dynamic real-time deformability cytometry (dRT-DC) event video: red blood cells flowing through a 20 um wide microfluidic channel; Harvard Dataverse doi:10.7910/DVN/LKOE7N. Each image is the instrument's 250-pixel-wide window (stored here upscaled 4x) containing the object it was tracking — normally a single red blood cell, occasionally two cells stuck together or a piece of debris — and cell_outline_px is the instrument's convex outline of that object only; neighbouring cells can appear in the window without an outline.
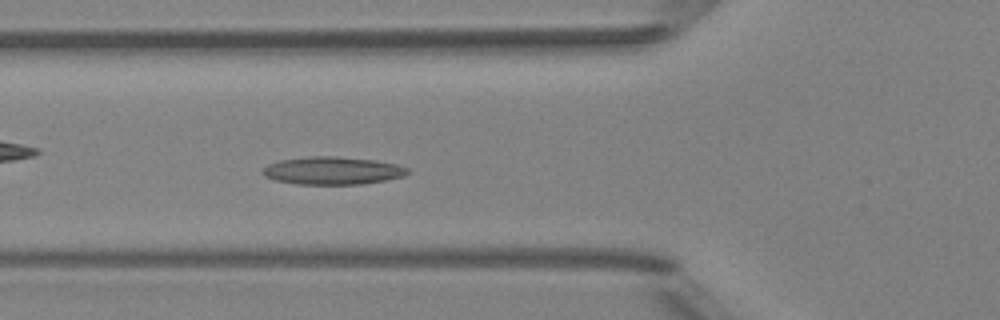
{"species": "Egyptian fruit bat (a non-hibernating species)", "species_latin": "Rousettus aegyptiacus", "temperature_condition": "room temperature", "stored_images_in_passage": 40, "camera_frame_rate_fps": 3000, "um_per_image_px": 0.085, "animal": {"sex": "female"}, "frame": {"image": 1, "passage_image": 7, "time_ms": 2.0, "image_size_px": [1000, 320], "cell_outline_px": [[412, 172], [404, 176], [384, 180], [360, 184], [296, 184], [276, 180], [264, 176], [260, 172], [268, 164], [280, 160], [308, 156], [336, 156], [372, 160], [396, 164], [408, 168]], "centroid_in_image_um": [28.25, 14.5], "position_along_channel_um": 97.5, "area_um2": 23.41}}
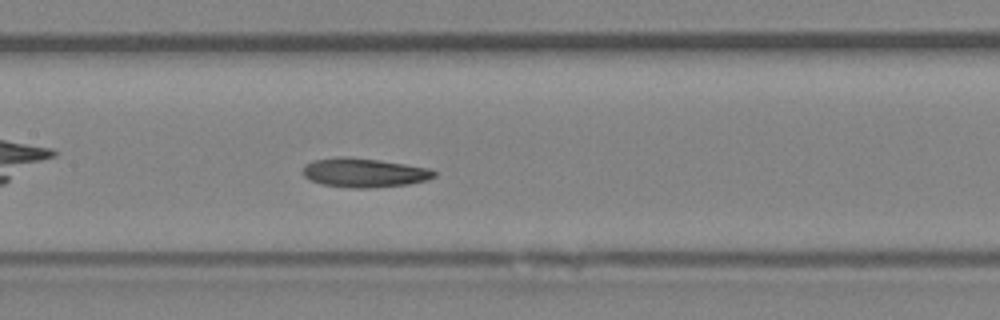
{"frame": {"image": 2, "passage_image": 13, "time_ms": 4.0, "image_size_px": [1000, 320], "cell_outline_px": [[436, 176], [428, 180], [408, 184], [368, 188], [352, 188], [320, 184], [304, 176], [304, 164], [316, 160], [340, 156], [348, 156], [380, 160], [428, 168], [436, 172]], "centroid_in_image_um": [30.96, 14.68], "position_along_channel_um": 176.4, "area_um2": 22.2}}
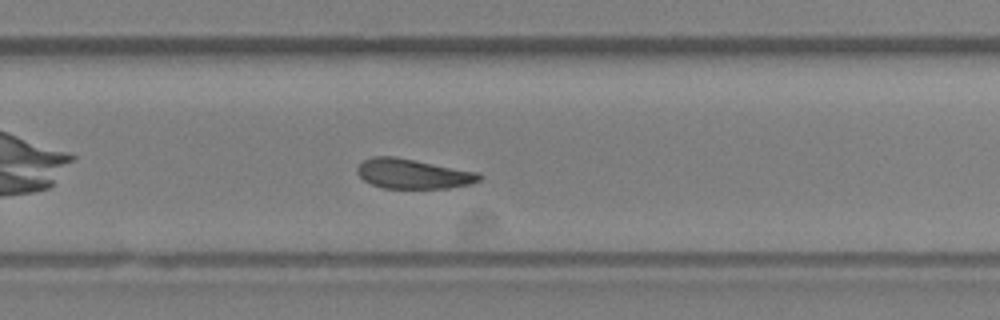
{"frame": {"image": 3, "passage_image": 22, "time_ms": 7.0, "image_size_px": [1000, 320], "cell_outline_px": [[480, 180], [472, 184], [448, 188], [380, 188], [364, 180], [356, 172], [356, 168], [364, 160], [372, 156], [392, 156], [480, 172]], "centroid_in_image_um": [35.1, 14.78], "position_along_channel_um": 294.7, "area_um2": 21.15}, "authors_computed_cell_mechanics": {"area_um2": 22.0796, "velocity_mm_per_s": 3.9556, "shape_relaxation_time_tau1_ms": null, "shape_relaxation_time_tau2_ms": 8.5159, "deformation_change_tau1": null, "deformation_change_tau2": 0.1418}}